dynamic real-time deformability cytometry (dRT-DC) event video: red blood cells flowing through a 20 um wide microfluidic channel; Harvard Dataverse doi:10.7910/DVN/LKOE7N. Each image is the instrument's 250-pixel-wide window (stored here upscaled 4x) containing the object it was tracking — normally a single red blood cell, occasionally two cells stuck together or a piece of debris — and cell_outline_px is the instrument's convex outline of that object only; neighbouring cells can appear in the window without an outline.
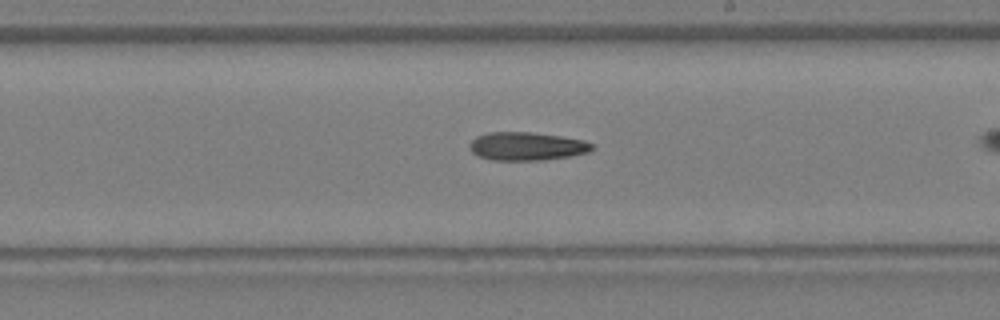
{"species": "Egyptian fruit bat (a non-hibernating species)", "species_latin": "Rousettus aegyptiacus", "temperature_condition": "warm", "stored_images_in_passage": 25, "camera_frame_rate_fps": 3000, "um_per_image_px": 0.085, "animal": {"sex": "female"}, "frame": {"image": 1, "passage_image": 18, "time_ms": 5.667, "image_size_px": [1000, 320], "cell_outline_px": [[592, 148], [588, 152], [572, 156], [544, 160], [492, 160], [480, 156], [472, 152], [468, 148], [468, 144], [476, 136], [488, 132], [528, 132], [560, 136], [584, 140], [592, 144]], "centroid_in_image_um": [44.74, 12.43], "position_along_channel_um": 244.3, "area_um2": 20.17}}
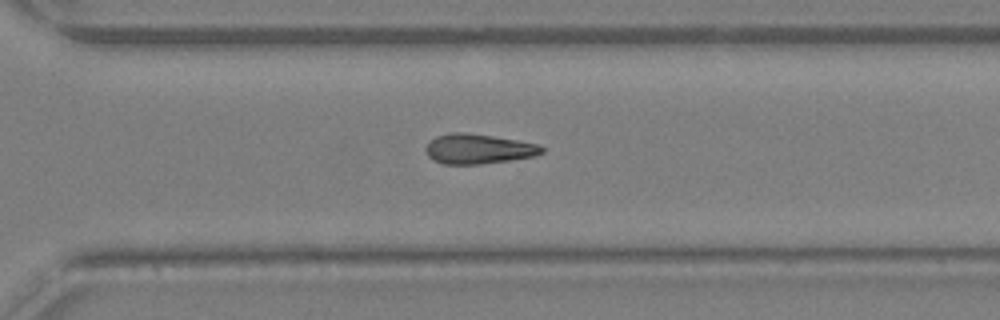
{"frame": {"image": 2, "passage_image": 22, "time_ms": 7.0, "image_size_px": [1000, 320], "cell_outline_px": [[544, 152], [532, 156], [508, 160], [480, 164], [444, 164], [432, 160], [428, 156], [424, 148], [436, 136], [452, 132], [464, 132], [492, 136], [540, 144], [544, 148]], "centroid_in_image_um": [40.64, 12.65], "position_along_channel_um": 330.0, "area_um2": 20.06}}